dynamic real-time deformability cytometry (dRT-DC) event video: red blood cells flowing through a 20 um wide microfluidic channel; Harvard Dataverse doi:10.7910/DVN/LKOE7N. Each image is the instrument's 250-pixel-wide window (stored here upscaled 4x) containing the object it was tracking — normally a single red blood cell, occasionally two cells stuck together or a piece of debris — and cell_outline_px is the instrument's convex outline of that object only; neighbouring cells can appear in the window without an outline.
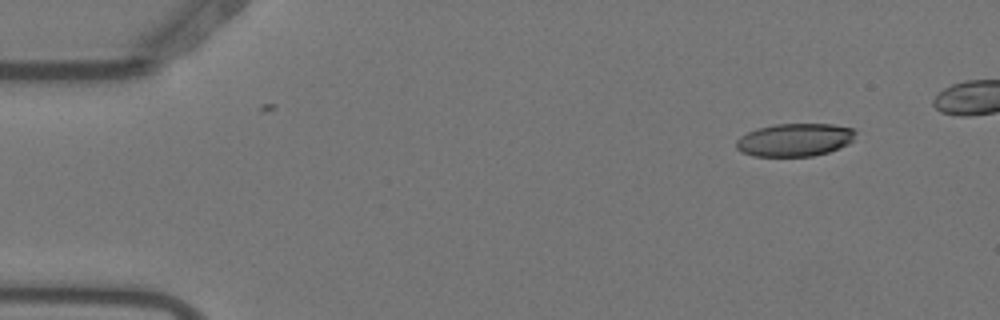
{"species": "Egyptian fruit bat (a non-hibernating species)", "species_latin": "Rousettus aegyptiacus", "temperature_condition": "warm", "stored_images_in_passage": 6, "camera_frame_rate_fps": 3000, "um_per_image_px": 0.085, "animal": {"sex": "female"}, "frame": {"image": 1, "passage_image": 2, "time_ms": 0.333, "image_size_px": [1000, 320], "cell_outline_px": [[856, 132], [852, 140], [848, 144], [840, 148], [828, 152], [812, 156], [752, 156], [740, 152], [736, 148], [736, 140], [740, 136], [756, 128], [772, 124], [832, 124], [852, 128]], "centroid_in_image_um": [67.52, 11.89], "position_along_channel_um": 17.5, "area_um2": 23.06}}